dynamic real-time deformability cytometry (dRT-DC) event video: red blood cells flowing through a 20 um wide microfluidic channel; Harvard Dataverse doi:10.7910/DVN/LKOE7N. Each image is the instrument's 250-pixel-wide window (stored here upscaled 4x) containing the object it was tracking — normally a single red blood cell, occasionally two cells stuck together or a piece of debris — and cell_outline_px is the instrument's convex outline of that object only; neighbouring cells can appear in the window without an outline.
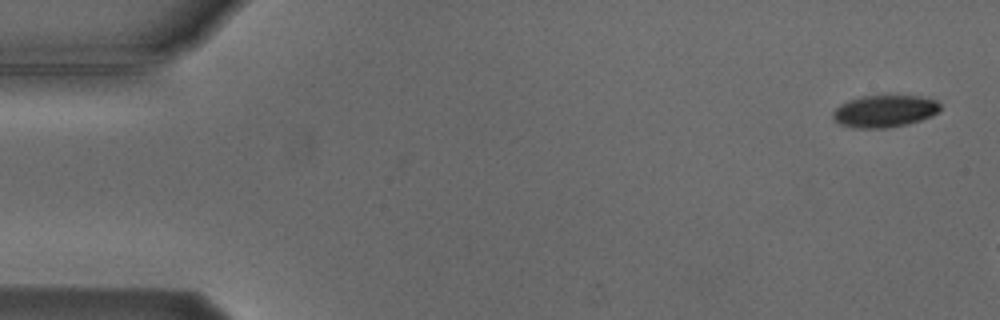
{"species": "Egyptian fruit bat (a non-hibernating species)", "species_latin": "Rousettus aegyptiacus", "temperature_condition": "cold", "stored_images_in_passage": 3, "camera_frame_rate_fps": 3000, "um_per_image_px": 0.085, "animal": {"sex": "male"}, "frame": {"image": 1, "passage_image": 1, "time_ms": 0.0, "image_size_px": [1000, 320], "cell_outline_px": [[940, 112], [932, 116], [908, 124], [888, 128], [852, 128], [840, 124], [832, 116], [832, 112], [840, 104], [848, 100], [864, 96], [916, 96], [936, 100], [940, 104]], "centroid_in_image_um": [75.19, 9.46], "position_along_channel_um": 9.8, "area_um2": 20.11}}